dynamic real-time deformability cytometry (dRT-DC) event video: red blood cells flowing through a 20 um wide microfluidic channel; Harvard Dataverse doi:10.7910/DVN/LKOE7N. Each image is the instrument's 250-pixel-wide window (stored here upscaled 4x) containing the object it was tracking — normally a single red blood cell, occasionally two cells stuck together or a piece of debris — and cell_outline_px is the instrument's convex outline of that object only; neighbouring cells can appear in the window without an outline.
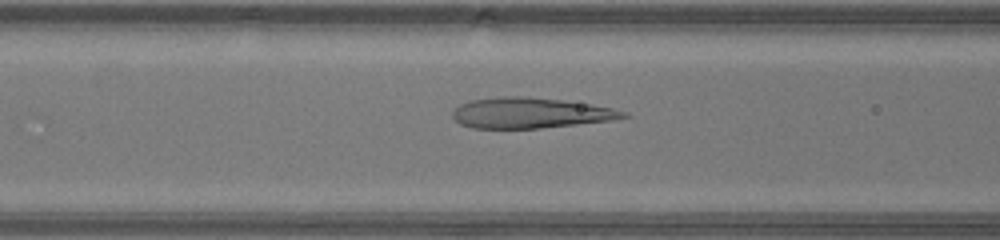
{"species": "human", "species_latin": "Homo sapiens", "temperature_condition": "warm", "stored_images_in_passage": 22, "camera_frame_rate_fps": 3000, "um_per_image_px": 0.085, "donor": {"sex": "male"}, "frame": {"image": 1, "passage_image": 6, "time_ms": 1.667, "image_size_px": [1000, 240], "cell_outline_px": [[632, 116], [612, 120], [540, 128], [472, 128], [460, 124], [452, 116], [452, 112], [460, 104], [468, 100], [500, 96], [528, 96], [564, 100], [592, 104], [612, 108], [628, 112]], "centroid_in_image_um": [45.09, 9.59], "position_along_channel_um": 121.5, "area_um2": 30.63}}
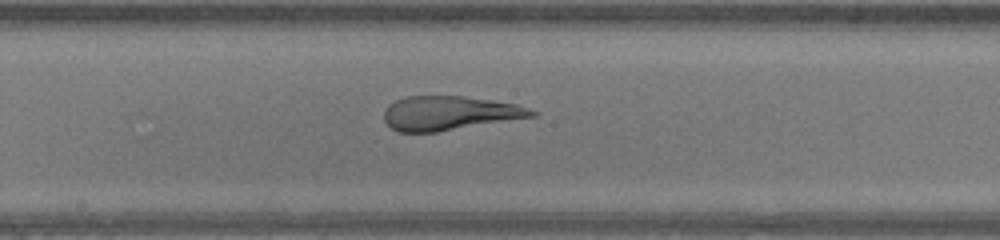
{"frame": {"image": 2, "passage_image": 12, "time_ms": 3.667, "image_size_px": [1000, 240], "cell_outline_px": [[540, 112], [536, 116], [436, 132], [396, 132], [384, 120], [384, 112], [388, 104], [404, 96], [464, 96], [492, 100], [516, 104]], "centroid_in_image_um": [38.2, 9.61], "position_along_channel_um": 210.0, "area_um2": 29.42}}
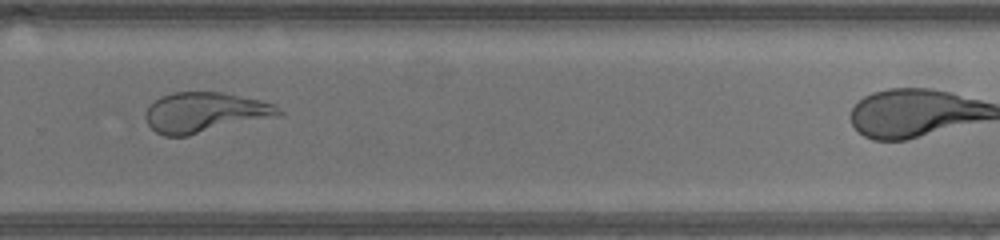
{"frame": {"image": 3, "passage_image": 19, "time_ms": 6.0, "image_size_px": [1000, 240], "cell_outline_px": [[284, 112], [280, 116], [188, 136], [164, 136], [156, 132], [148, 124], [144, 116], [148, 108], [160, 96], [172, 92], [220, 92], [260, 100], [272, 104], [280, 108]], "centroid_in_image_um": [17.43, 9.57], "position_along_channel_um": 312.4, "area_um2": 31.21}}